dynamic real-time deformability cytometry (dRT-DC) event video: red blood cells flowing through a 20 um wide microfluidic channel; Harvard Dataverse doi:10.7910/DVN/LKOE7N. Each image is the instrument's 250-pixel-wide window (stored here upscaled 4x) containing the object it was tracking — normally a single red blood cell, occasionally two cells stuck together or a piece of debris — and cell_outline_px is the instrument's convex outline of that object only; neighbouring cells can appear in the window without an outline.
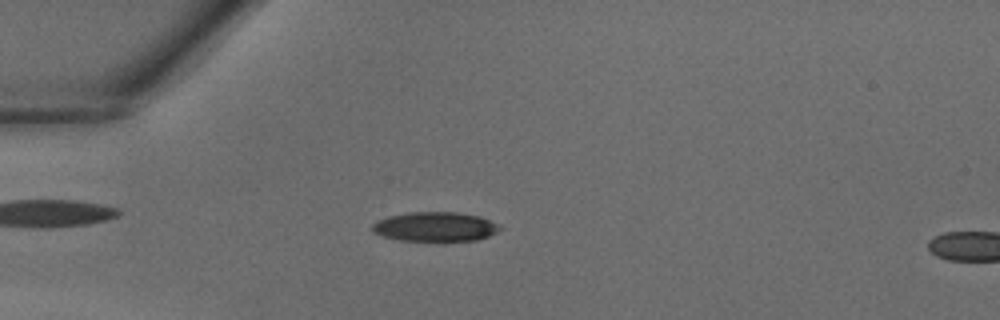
{"species": "common noctule bat (a hibernating species)", "species_latin": "Nyctalus noctula", "temperature_condition": "warm", "stored_images_in_passage": 13, "camera_frame_rate_fps": 3000, "um_per_image_px": 0.085, "animal": {"sex": "male", "body_mass_g": 18.8}, "frame": {"image": 1, "passage_image": 11, "time_ms": 3.333, "image_size_px": [1000, 320], "cell_outline_px": [[504, 228], [488, 236], [476, 240], [444, 244], [400, 240], [380, 236], [372, 232], [372, 224], [388, 216], [412, 212], [456, 212], [480, 216]], "centroid_in_image_um": [36.99, 19.32], "position_along_channel_um": 48.0, "area_um2": 22.72}}